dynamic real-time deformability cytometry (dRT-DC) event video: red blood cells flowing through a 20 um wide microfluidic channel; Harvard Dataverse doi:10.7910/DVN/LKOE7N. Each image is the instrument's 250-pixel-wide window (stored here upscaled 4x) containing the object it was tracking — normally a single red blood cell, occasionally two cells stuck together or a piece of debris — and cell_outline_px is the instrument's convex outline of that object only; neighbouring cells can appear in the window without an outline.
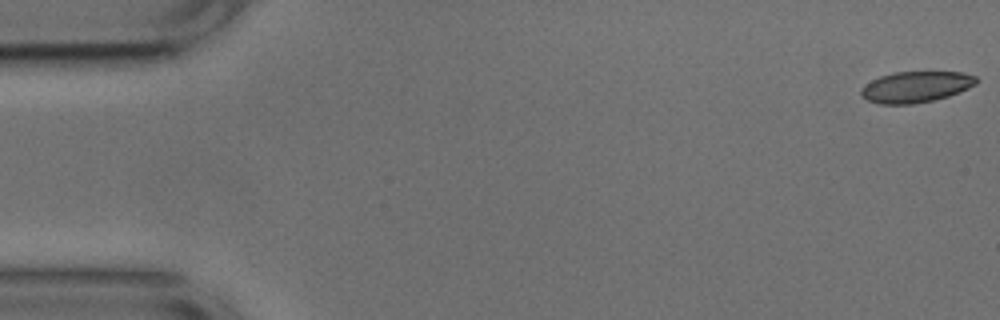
{"species": "common noctule bat (a hibernating species)", "species_latin": "Nyctalus noctula", "temperature_condition": "cold", "stored_images_in_passage": 53, "camera_frame_rate_fps": 3000, "um_per_image_px": 0.085, "animal": {"sex": "male", "body_mass_g": 17.9, "forearm_length_mm": 54.2}, "frame": {"image": 1, "passage_image": 1, "time_ms": 0.0, "image_size_px": [1000, 320], "cell_outline_px": [[980, 80], [976, 84], [960, 92], [948, 96], [932, 100], [912, 104], [880, 104], [868, 100], [860, 92], [860, 88], [872, 80], [880, 76], [896, 72], [960, 72], [976, 76]], "centroid_in_image_um": [77.87, 7.38], "position_along_channel_um": 7.1, "area_um2": 20.75}}
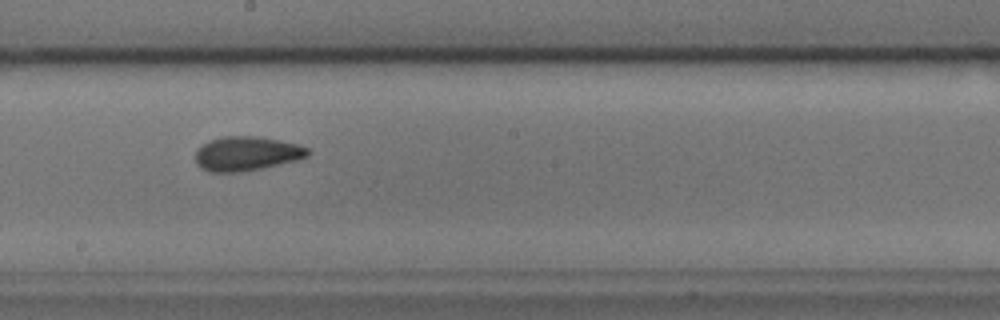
{"frame": {"image": 2, "passage_image": 29, "time_ms": 9.333, "image_size_px": [1000, 320], "cell_outline_px": [[308, 156], [296, 160], [264, 168], [240, 172], [208, 172], [200, 168], [196, 164], [196, 152], [204, 144], [212, 140], [224, 136], [256, 136], [280, 140], [296, 144], [308, 148]], "centroid_in_image_um": [20.95, 13.07], "position_along_channel_um": 227.2, "area_um2": 22.31}}
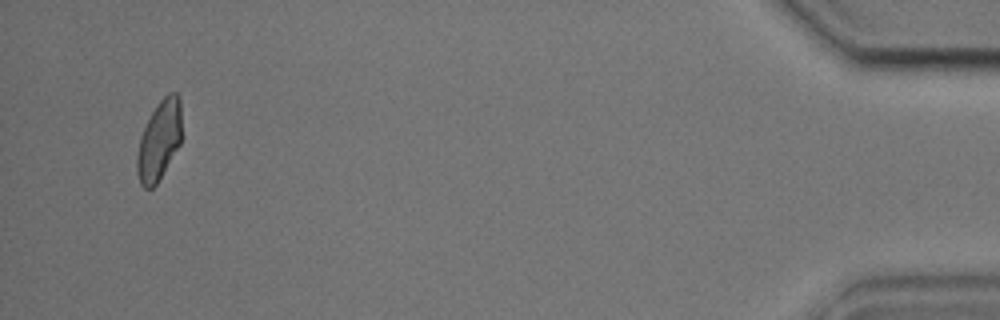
{"frame": {"image": 3, "passage_image": 51, "time_ms": 16.667, "image_size_px": [1000, 320], "cell_outline_px": [[180, 144], [156, 184], [152, 188], [144, 188], [140, 184], [136, 172], [136, 156], [140, 136], [152, 112], [160, 100], [168, 92], [176, 92], [180, 96]], "centroid_in_image_um": [13.51, 11.94], "position_along_channel_um": 421.7, "area_um2": 20.52}, "authors_computed_cell_mechanics": {"area_um2": 21.7328, "velocity_mm_per_s": 3.7584, "shape_relaxation_time_tau1_ms": 3.3673, "shape_relaxation_time_tau2_ms": 1.6306, "deformation_change_tau1": 0.0986, "deformation_change_tau2": 0.061}}